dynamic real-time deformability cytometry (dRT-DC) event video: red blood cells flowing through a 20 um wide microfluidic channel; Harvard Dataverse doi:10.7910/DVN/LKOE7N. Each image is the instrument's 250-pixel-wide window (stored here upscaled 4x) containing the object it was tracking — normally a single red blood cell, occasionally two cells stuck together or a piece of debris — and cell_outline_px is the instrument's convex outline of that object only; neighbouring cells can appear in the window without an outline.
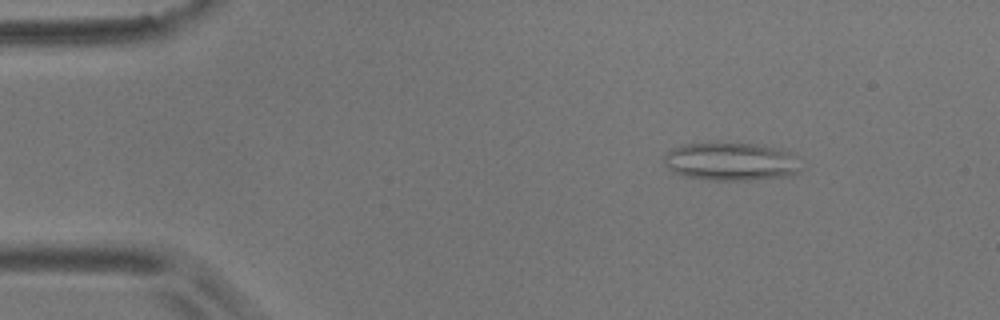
{"species": "common noctule bat (a hibernating species)", "species_latin": "Nyctalus noctula", "temperature_condition": "room temperature", "stored_images_in_passage": 8, "segment_of_instrument_passage": [1, 2], "camera_frame_rate_fps": 3000, "um_per_image_px": 0.085, "animal": {"sex": "male", "body_mass_g": 17.9}, "frame": {"image": 1, "passage_image": 2, "time_ms": 0.333, "image_size_px": [1000, 320], "cell_outline_px": [[800, 168], [792, 176], [748, 180], [708, 180], [684, 176], [672, 172], [664, 164], [664, 156], [672, 148], [680, 144], [720, 140], [764, 144], [780, 148], [792, 152], [796, 156]], "centroid_in_image_um": [62.12, 13.68], "position_along_channel_um": 22.9, "area_um2": 31.79}}